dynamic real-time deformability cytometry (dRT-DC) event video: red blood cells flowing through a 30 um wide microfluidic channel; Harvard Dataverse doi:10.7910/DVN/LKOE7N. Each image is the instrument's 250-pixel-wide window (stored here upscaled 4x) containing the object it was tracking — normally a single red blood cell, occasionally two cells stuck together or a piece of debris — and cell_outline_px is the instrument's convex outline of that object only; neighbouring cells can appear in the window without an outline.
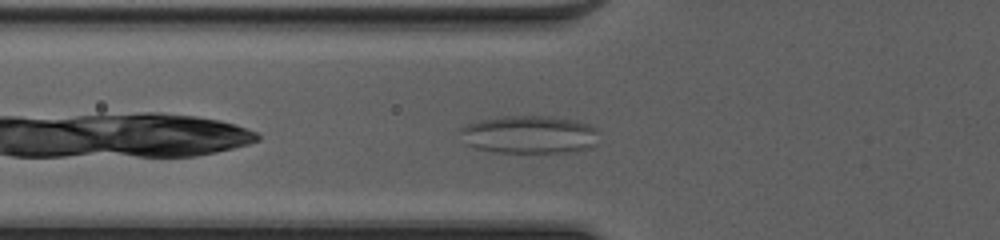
{"species": "common noctule bat (a hibernating species)", "species_latin": "Nyctalus noctula", "temperature_condition": "cold", "stored_images_in_passage": 28, "camera_frame_rate_fps": 3000, "um_per_image_px": 0.085, "animal": {"sex": "female", "body_mass_g": 20.0, "forearm_length_mm": 54.0}, "frame": {"image": 1, "passage_image": 3, "time_ms": 0.667, "image_size_px": [1000, 240], "cell_outline_px": [[596, 144], [592, 148], [576, 152], [496, 152], [476, 148], [464, 144], [460, 132], [460, 128], [468, 124], [480, 120], [504, 116], [548, 116], [576, 120], [588, 124], [596, 128]], "centroid_in_image_um": [45.0, 11.44], "position_along_channel_um": 80.8, "area_um2": 30.81}}
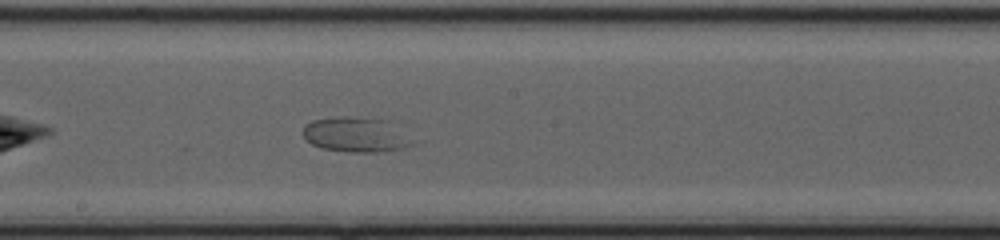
{"frame": {"image": 2, "passage_image": 13, "time_ms": 4.0, "image_size_px": [1000, 240], "cell_outline_px": [[412, 144], [400, 148], [384, 152], [348, 152], [320, 148], [312, 144], [304, 136], [304, 128], [312, 120], [344, 116], [388, 120], [412, 140]], "centroid_in_image_um": [30.23, 11.46], "position_along_channel_um": 218.0, "area_um2": 21.91}}
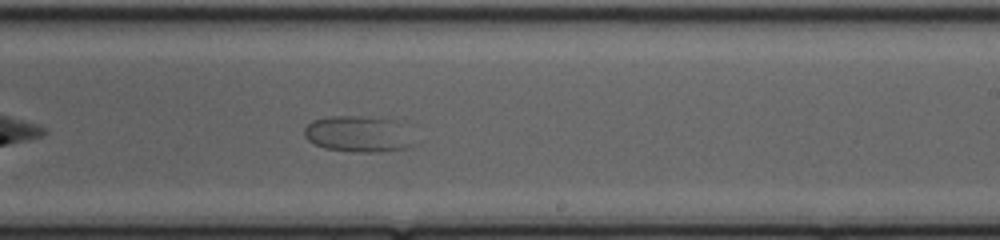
{"frame": {"image": 3, "passage_image": 16, "time_ms": 5.0, "image_size_px": [1000, 240], "cell_outline_px": [[424, 140], [420, 144], [408, 148], [380, 152], [352, 152], [324, 148], [308, 140], [304, 136], [304, 128], [312, 120], [332, 116], [360, 116], [392, 120]], "centroid_in_image_um": [30.59, 11.42], "position_along_channel_um": 258.4, "area_um2": 23.81}}